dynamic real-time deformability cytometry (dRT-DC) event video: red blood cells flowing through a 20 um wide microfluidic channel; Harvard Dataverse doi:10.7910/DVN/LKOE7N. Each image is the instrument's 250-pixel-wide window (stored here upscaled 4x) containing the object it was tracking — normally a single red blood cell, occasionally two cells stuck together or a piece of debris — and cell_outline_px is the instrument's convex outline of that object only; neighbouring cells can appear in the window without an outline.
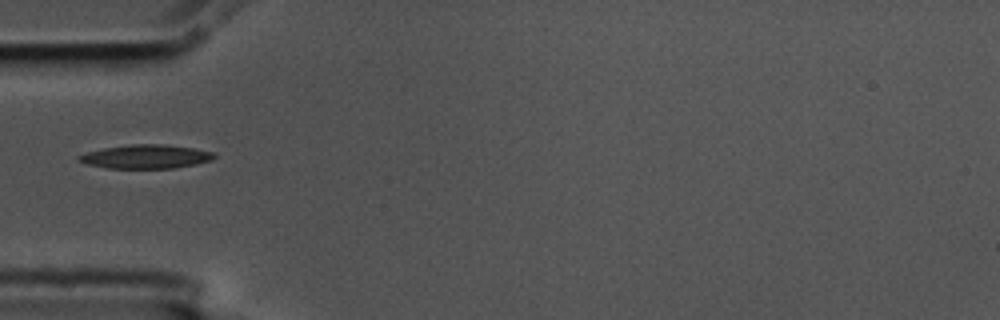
{"species": "common noctule bat (a hibernating species)", "species_latin": "Nyctalus noctula", "temperature_condition": "cold", "stored_images_in_passage": 7, "camera_frame_rate_fps": 3000, "um_per_image_px": 0.085, "animal": {"sex": "male", "body_mass_g": 17.5, "forearm_length_mm": 52.3}, "frame": {"image": 1, "passage_image": 2, "time_ms": 0.333, "image_size_px": [1000, 320], "cell_outline_px": [[216, 156], [212, 160], [196, 164], [176, 168], [108, 168], [88, 164], [76, 160], [76, 156], [88, 152], [104, 148], [132, 144], [164, 144], [192, 148], [216, 152]], "centroid_in_image_um": [12.42, 13.31], "position_along_channel_um": 72.6, "area_um2": 18.79}}
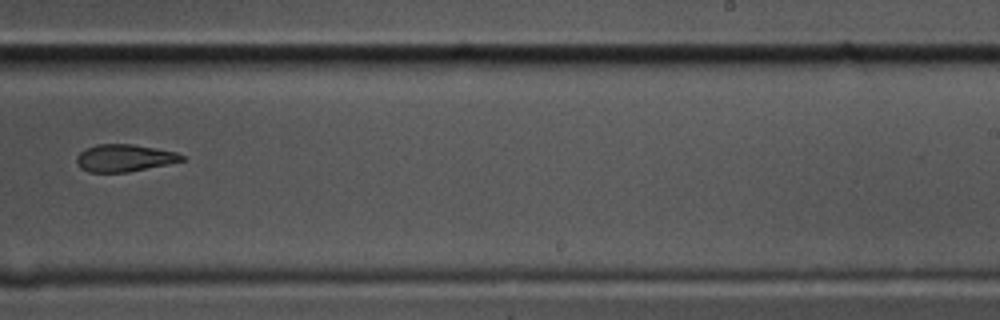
{"frame": {"image": 2, "passage_image": 7, "time_ms": 2.0, "image_size_px": [1000, 320], "cell_outline_px": [[184, 160], [168, 164], [128, 172], [88, 172], [80, 168], [76, 164], [76, 156], [84, 148], [96, 144], [132, 144], [176, 152], [184, 156]], "centroid_in_image_um": [10.51, 13.43], "position_along_channel_um": 278.5, "area_um2": 16.76}}